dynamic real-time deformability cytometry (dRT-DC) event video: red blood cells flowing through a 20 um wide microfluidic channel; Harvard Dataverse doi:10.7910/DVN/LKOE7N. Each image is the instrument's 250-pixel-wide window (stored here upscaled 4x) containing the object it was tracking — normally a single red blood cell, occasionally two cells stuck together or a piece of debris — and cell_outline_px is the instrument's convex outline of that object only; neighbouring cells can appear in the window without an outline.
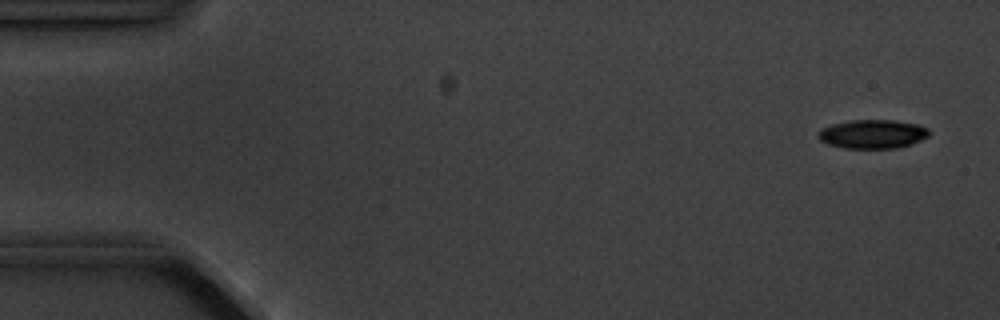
{"species": "common noctule bat (a hibernating species)", "species_latin": "Nyctalus noctula", "temperature_condition": "cold", "stored_images_in_passage": 5, "camera_frame_rate_fps": 3000, "um_per_image_px": 0.085, "animal": {"sex": "male", "body_mass_g": 20.1, "forearm_length_mm": 53.5}, "frame": {"image": 1, "passage_image": 1, "time_ms": 0.0, "image_size_px": [1000, 320], "cell_outline_px": [[928, 136], [912, 144], [896, 148], [844, 148], [828, 144], [820, 140], [816, 136], [816, 132], [820, 128], [832, 124], [852, 120], [896, 120], [920, 124], [928, 128]], "centroid_in_image_um": [74.14, 11.39], "position_along_channel_um": 10.9, "area_um2": 18.84}}